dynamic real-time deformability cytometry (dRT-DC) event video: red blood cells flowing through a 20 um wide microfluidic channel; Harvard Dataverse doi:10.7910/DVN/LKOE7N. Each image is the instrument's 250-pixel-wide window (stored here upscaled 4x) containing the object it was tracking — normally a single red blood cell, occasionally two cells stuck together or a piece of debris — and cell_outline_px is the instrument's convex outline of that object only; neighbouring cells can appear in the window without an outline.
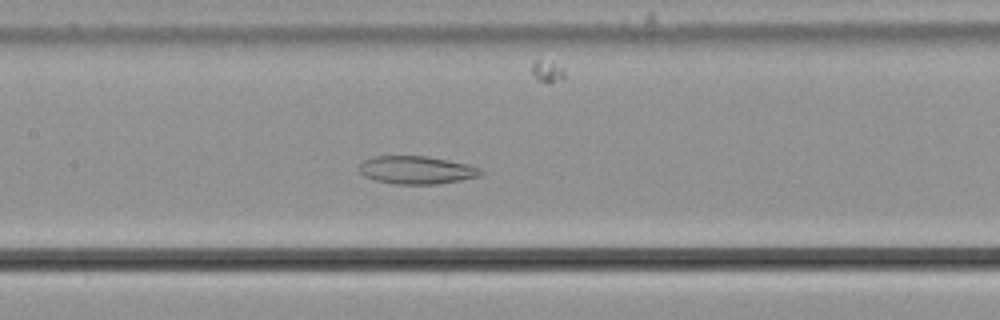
{"species": "common noctule bat (a hibernating species)", "species_latin": "Nyctalus noctula", "temperature_condition": "cold", "stored_images_in_passage": 58, "camera_frame_rate_fps": 3000, "um_per_image_px": 0.085, "animal": {"sex": "male", "body_mass_g": 21.5, "forearm_length_mm": 52.0}, "frame": {"image": 1, "passage_image": 29, "time_ms": 9.333, "image_size_px": [1000, 320], "cell_outline_px": [[484, 172], [480, 176], [460, 180], [436, 184], [392, 184], [376, 180], [364, 176], [360, 172], [360, 164], [364, 160], [372, 156], [428, 156], [468, 164], [480, 168]], "centroid_in_image_um": [35.41, 14.45], "position_along_channel_um": 172.0, "area_um2": 19.83}}
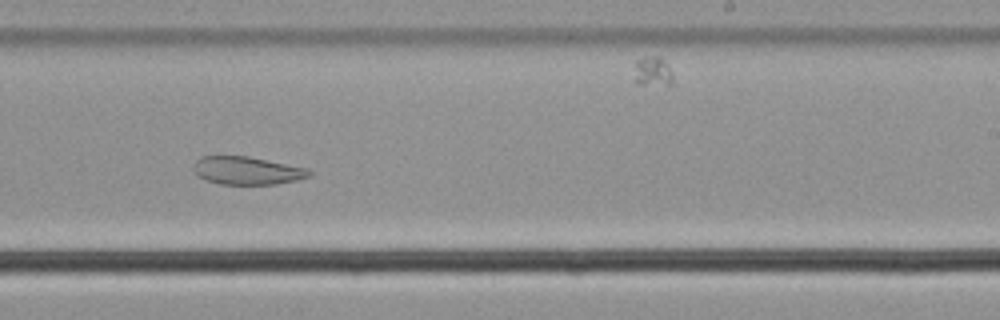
{"frame": {"image": 2, "passage_image": 37, "time_ms": 12.0, "image_size_px": [1000, 320], "cell_outline_px": [[312, 176], [296, 180], [276, 184], [220, 184], [208, 180], [200, 176], [192, 168], [196, 160], [200, 156], [248, 156], [308, 168], [312, 172]], "centroid_in_image_um": [21.04, 14.49], "position_along_channel_um": 268.0, "area_um2": 18.79}}
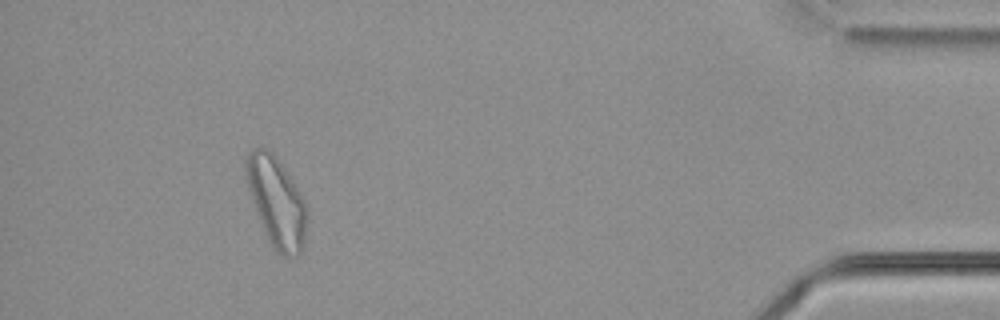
{"frame": {"image": 3, "passage_image": 54, "time_ms": 17.667, "image_size_px": [1000, 320], "cell_outline_px": [[308, 216], [304, 244], [300, 256], [284, 256], [276, 252], [268, 240], [264, 232], [248, 192], [244, 172], [244, 160], [248, 152], [252, 148], [268, 148], [276, 156], [292, 180], [304, 200], [308, 208]], "centroid_in_image_um": [23.49, 17.16], "position_along_channel_um": 411.7, "area_um2": 32.43}, "authors_computed_cell_mechanics": {"area_um2": 28.4954, "velocity_mm_per_s": 3.6051, "shape_relaxation_time_tau1_ms": null, "shape_relaxation_time_tau2_ms": 8.4314, "deformation_change_tau1": null, "deformation_change_tau2": 0.1414}}